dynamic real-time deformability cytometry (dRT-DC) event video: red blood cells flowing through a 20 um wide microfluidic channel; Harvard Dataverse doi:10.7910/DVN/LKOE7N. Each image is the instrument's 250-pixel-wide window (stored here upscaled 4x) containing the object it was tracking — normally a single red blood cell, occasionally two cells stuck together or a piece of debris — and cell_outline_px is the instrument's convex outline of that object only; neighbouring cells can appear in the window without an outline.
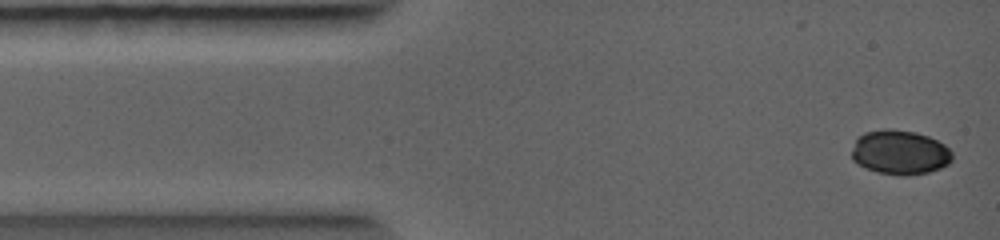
{"species": "common noctule bat (a hibernating species)", "species_latin": "Nyctalus noctula", "temperature_condition": "warm", "stored_images_in_passage": 3, "camera_frame_rate_fps": 5000, "um_per_image_px": 0.085, "animal": {"sex": "female", "body_mass_g": 19.0, "forearm_length_mm": 56.7}, "frame": {"image": 1, "passage_image": 1, "time_ms": 0.0, "image_size_px": [1000, 240], "cell_outline_px": [[952, 156], [944, 164], [928, 172], [880, 172], [868, 168], [860, 164], [852, 156], [852, 152], [856, 140], [864, 132], [884, 128], [892, 128], [916, 132], [928, 136], [944, 144], [952, 152]], "centroid_in_image_um": [76.47, 12.86], "position_along_channel_um": 8.5, "area_um2": 24.74}}
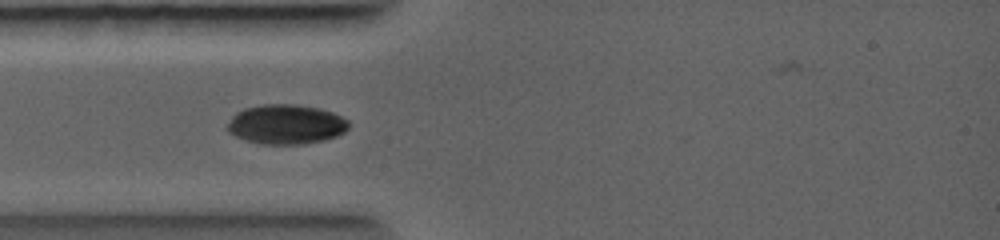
{"frame": {"image": 2, "passage_image": 3, "time_ms": 2.0, "image_size_px": [1000, 240], "cell_outline_px": [[348, 128], [344, 132], [336, 136], [324, 140], [304, 144], [260, 144], [236, 136], [228, 128], [228, 124], [232, 116], [236, 112], [244, 108], [264, 104], [296, 104], [320, 108], [332, 112], [348, 120]], "centroid_in_image_um": [24.34, 10.56], "position_along_channel_um": 60.7, "area_um2": 27.86}}